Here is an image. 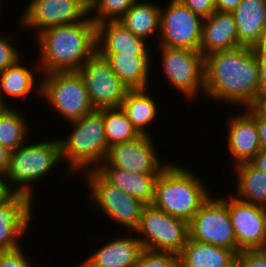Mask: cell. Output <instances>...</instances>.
<instances>
[{"instance_id": "1", "label": "cell", "mask_w": 266, "mask_h": 267, "mask_svg": "<svg viewBox=\"0 0 266 267\" xmlns=\"http://www.w3.org/2000/svg\"><path fill=\"white\" fill-rule=\"evenodd\" d=\"M204 72V96L208 99L245 108L258 104L259 66L255 48L240 46L209 54L204 57Z\"/></svg>"}, {"instance_id": "2", "label": "cell", "mask_w": 266, "mask_h": 267, "mask_svg": "<svg viewBox=\"0 0 266 267\" xmlns=\"http://www.w3.org/2000/svg\"><path fill=\"white\" fill-rule=\"evenodd\" d=\"M36 37L40 55L33 68L38 74L77 72L97 50V25L90 16L78 23L45 29Z\"/></svg>"}, {"instance_id": "3", "label": "cell", "mask_w": 266, "mask_h": 267, "mask_svg": "<svg viewBox=\"0 0 266 267\" xmlns=\"http://www.w3.org/2000/svg\"><path fill=\"white\" fill-rule=\"evenodd\" d=\"M200 178L191 169L170 162L157 177L152 205L189 223L211 195Z\"/></svg>"}, {"instance_id": "4", "label": "cell", "mask_w": 266, "mask_h": 267, "mask_svg": "<svg viewBox=\"0 0 266 267\" xmlns=\"http://www.w3.org/2000/svg\"><path fill=\"white\" fill-rule=\"evenodd\" d=\"M72 131L67 138H59L62 161H67L68 172L85 173L95 170L106 158L109 146L105 136L103 109L95 110L69 122Z\"/></svg>"}, {"instance_id": "5", "label": "cell", "mask_w": 266, "mask_h": 267, "mask_svg": "<svg viewBox=\"0 0 266 267\" xmlns=\"http://www.w3.org/2000/svg\"><path fill=\"white\" fill-rule=\"evenodd\" d=\"M54 139L24 143L11 151L5 177L18 193L29 195L33 199L34 189L30 184L46 178L53 168L61 164L60 141L59 138Z\"/></svg>"}, {"instance_id": "6", "label": "cell", "mask_w": 266, "mask_h": 267, "mask_svg": "<svg viewBox=\"0 0 266 267\" xmlns=\"http://www.w3.org/2000/svg\"><path fill=\"white\" fill-rule=\"evenodd\" d=\"M40 81L41 97L63 119L71 122L95 111L86 84L78 71L43 74Z\"/></svg>"}, {"instance_id": "7", "label": "cell", "mask_w": 266, "mask_h": 267, "mask_svg": "<svg viewBox=\"0 0 266 267\" xmlns=\"http://www.w3.org/2000/svg\"><path fill=\"white\" fill-rule=\"evenodd\" d=\"M90 200L109 220L122 225L129 232L138 227L145 204L122 189L107 182L96 170L83 173Z\"/></svg>"}, {"instance_id": "8", "label": "cell", "mask_w": 266, "mask_h": 267, "mask_svg": "<svg viewBox=\"0 0 266 267\" xmlns=\"http://www.w3.org/2000/svg\"><path fill=\"white\" fill-rule=\"evenodd\" d=\"M144 249L179 254L189 238V223L146 205L134 230ZM141 236V237H140Z\"/></svg>"}, {"instance_id": "9", "label": "cell", "mask_w": 266, "mask_h": 267, "mask_svg": "<svg viewBox=\"0 0 266 267\" xmlns=\"http://www.w3.org/2000/svg\"><path fill=\"white\" fill-rule=\"evenodd\" d=\"M189 237L198 242L228 248L238 254L241 250L237 247L228 198H213L210 195L189 222Z\"/></svg>"}, {"instance_id": "10", "label": "cell", "mask_w": 266, "mask_h": 267, "mask_svg": "<svg viewBox=\"0 0 266 267\" xmlns=\"http://www.w3.org/2000/svg\"><path fill=\"white\" fill-rule=\"evenodd\" d=\"M160 52L163 74L179 93L187 99L204 94V56L199 51L160 46Z\"/></svg>"}, {"instance_id": "11", "label": "cell", "mask_w": 266, "mask_h": 267, "mask_svg": "<svg viewBox=\"0 0 266 267\" xmlns=\"http://www.w3.org/2000/svg\"><path fill=\"white\" fill-rule=\"evenodd\" d=\"M160 9L159 46L199 51L203 18L180 0Z\"/></svg>"}, {"instance_id": "12", "label": "cell", "mask_w": 266, "mask_h": 267, "mask_svg": "<svg viewBox=\"0 0 266 267\" xmlns=\"http://www.w3.org/2000/svg\"><path fill=\"white\" fill-rule=\"evenodd\" d=\"M78 72L83 77L95 110L120 107L129 89L97 50Z\"/></svg>"}, {"instance_id": "13", "label": "cell", "mask_w": 266, "mask_h": 267, "mask_svg": "<svg viewBox=\"0 0 266 267\" xmlns=\"http://www.w3.org/2000/svg\"><path fill=\"white\" fill-rule=\"evenodd\" d=\"M22 14L19 24L34 29L37 36L54 26L84 21L89 16V0H31Z\"/></svg>"}, {"instance_id": "14", "label": "cell", "mask_w": 266, "mask_h": 267, "mask_svg": "<svg viewBox=\"0 0 266 267\" xmlns=\"http://www.w3.org/2000/svg\"><path fill=\"white\" fill-rule=\"evenodd\" d=\"M153 144V138L147 135L114 144L109 147L106 158L100 165H111L133 173L160 174L170 162L160 161Z\"/></svg>"}, {"instance_id": "15", "label": "cell", "mask_w": 266, "mask_h": 267, "mask_svg": "<svg viewBox=\"0 0 266 267\" xmlns=\"http://www.w3.org/2000/svg\"><path fill=\"white\" fill-rule=\"evenodd\" d=\"M229 196L228 210L237 247L241 251L265 249L266 207L240 201L230 194Z\"/></svg>"}, {"instance_id": "16", "label": "cell", "mask_w": 266, "mask_h": 267, "mask_svg": "<svg viewBox=\"0 0 266 267\" xmlns=\"http://www.w3.org/2000/svg\"><path fill=\"white\" fill-rule=\"evenodd\" d=\"M33 200L29 195L17 193L0 206V252L21 247V237L32 221Z\"/></svg>"}, {"instance_id": "17", "label": "cell", "mask_w": 266, "mask_h": 267, "mask_svg": "<svg viewBox=\"0 0 266 267\" xmlns=\"http://www.w3.org/2000/svg\"><path fill=\"white\" fill-rule=\"evenodd\" d=\"M237 47L238 33L232 13L215 11L203 19L199 52L204 57Z\"/></svg>"}, {"instance_id": "18", "label": "cell", "mask_w": 266, "mask_h": 267, "mask_svg": "<svg viewBox=\"0 0 266 267\" xmlns=\"http://www.w3.org/2000/svg\"><path fill=\"white\" fill-rule=\"evenodd\" d=\"M230 118L227 123L230 157L234 165L249 162L261 149L255 118L247 110Z\"/></svg>"}, {"instance_id": "19", "label": "cell", "mask_w": 266, "mask_h": 267, "mask_svg": "<svg viewBox=\"0 0 266 267\" xmlns=\"http://www.w3.org/2000/svg\"><path fill=\"white\" fill-rule=\"evenodd\" d=\"M142 242L135 236H123L105 243L77 267H135Z\"/></svg>"}, {"instance_id": "20", "label": "cell", "mask_w": 266, "mask_h": 267, "mask_svg": "<svg viewBox=\"0 0 266 267\" xmlns=\"http://www.w3.org/2000/svg\"><path fill=\"white\" fill-rule=\"evenodd\" d=\"M147 44L119 21L97 25L96 47L99 53L151 54Z\"/></svg>"}, {"instance_id": "21", "label": "cell", "mask_w": 266, "mask_h": 267, "mask_svg": "<svg viewBox=\"0 0 266 267\" xmlns=\"http://www.w3.org/2000/svg\"><path fill=\"white\" fill-rule=\"evenodd\" d=\"M231 13L237 27L239 47L255 48L266 30V0H241Z\"/></svg>"}, {"instance_id": "22", "label": "cell", "mask_w": 266, "mask_h": 267, "mask_svg": "<svg viewBox=\"0 0 266 267\" xmlns=\"http://www.w3.org/2000/svg\"><path fill=\"white\" fill-rule=\"evenodd\" d=\"M95 170L107 182L119 187L145 205L153 204L155 183L159 174L133 173L111 165H99Z\"/></svg>"}, {"instance_id": "23", "label": "cell", "mask_w": 266, "mask_h": 267, "mask_svg": "<svg viewBox=\"0 0 266 267\" xmlns=\"http://www.w3.org/2000/svg\"><path fill=\"white\" fill-rule=\"evenodd\" d=\"M129 90L148 89L151 54L100 53ZM151 56V57H150Z\"/></svg>"}, {"instance_id": "24", "label": "cell", "mask_w": 266, "mask_h": 267, "mask_svg": "<svg viewBox=\"0 0 266 267\" xmlns=\"http://www.w3.org/2000/svg\"><path fill=\"white\" fill-rule=\"evenodd\" d=\"M237 254L228 248L195 241L190 237L179 253L180 267H234Z\"/></svg>"}, {"instance_id": "25", "label": "cell", "mask_w": 266, "mask_h": 267, "mask_svg": "<svg viewBox=\"0 0 266 267\" xmlns=\"http://www.w3.org/2000/svg\"><path fill=\"white\" fill-rule=\"evenodd\" d=\"M148 91L147 88L129 90L120 107L139 135L152 136L146 128L156 121L159 107Z\"/></svg>"}, {"instance_id": "26", "label": "cell", "mask_w": 266, "mask_h": 267, "mask_svg": "<svg viewBox=\"0 0 266 267\" xmlns=\"http://www.w3.org/2000/svg\"><path fill=\"white\" fill-rule=\"evenodd\" d=\"M22 61L19 59L15 64L0 72V99L6 107H11L5 103L7 96L24 99L36 89V93L41 95V82L35 83L36 72L34 69L24 66Z\"/></svg>"}, {"instance_id": "27", "label": "cell", "mask_w": 266, "mask_h": 267, "mask_svg": "<svg viewBox=\"0 0 266 267\" xmlns=\"http://www.w3.org/2000/svg\"><path fill=\"white\" fill-rule=\"evenodd\" d=\"M160 9L158 4L139 0L118 21L133 34L148 41L154 33L156 36L159 34Z\"/></svg>"}, {"instance_id": "28", "label": "cell", "mask_w": 266, "mask_h": 267, "mask_svg": "<svg viewBox=\"0 0 266 267\" xmlns=\"http://www.w3.org/2000/svg\"><path fill=\"white\" fill-rule=\"evenodd\" d=\"M233 166L238 177L233 196L240 201L266 207V173L258 170L250 162Z\"/></svg>"}, {"instance_id": "29", "label": "cell", "mask_w": 266, "mask_h": 267, "mask_svg": "<svg viewBox=\"0 0 266 267\" xmlns=\"http://www.w3.org/2000/svg\"><path fill=\"white\" fill-rule=\"evenodd\" d=\"M20 110L13 107H6L0 113V145L10 151L16 150L27 142L30 128L24 115ZM29 128V129H28Z\"/></svg>"}, {"instance_id": "30", "label": "cell", "mask_w": 266, "mask_h": 267, "mask_svg": "<svg viewBox=\"0 0 266 267\" xmlns=\"http://www.w3.org/2000/svg\"><path fill=\"white\" fill-rule=\"evenodd\" d=\"M103 121L109 147L139 136L121 107L103 109Z\"/></svg>"}, {"instance_id": "31", "label": "cell", "mask_w": 266, "mask_h": 267, "mask_svg": "<svg viewBox=\"0 0 266 267\" xmlns=\"http://www.w3.org/2000/svg\"><path fill=\"white\" fill-rule=\"evenodd\" d=\"M139 0H89V15L98 25L105 21H118ZM96 11V12H95ZM94 15H93V13Z\"/></svg>"}, {"instance_id": "32", "label": "cell", "mask_w": 266, "mask_h": 267, "mask_svg": "<svg viewBox=\"0 0 266 267\" xmlns=\"http://www.w3.org/2000/svg\"><path fill=\"white\" fill-rule=\"evenodd\" d=\"M135 267H180L179 254L144 249Z\"/></svg>"}, {"instance_id": "33", "label": "cell", "mask_w": 266, "mask_h": 267, "mask_svg": "<svg viewBox=\"0 0 266 267\" xmlns=\"http://www.w3.org/2000/svg\"><path fill=\"white\" fill-rule=\"evenodd\" d=\"M7 36L9 37V35L0 34V72L15 64L19 59H23L16 45L14 46Z\"/></svg>"}, {"instance_id": "34", "label": "cell", "mask_w": 266, "mask_h": 267, "mask_svg": "<svg viewBox=\"0 0 266 267\" xmlns=\"http://www.w3.org/2000/svg\"><path fill=\"white\" fill-rule=\"evenodd\" d=\"M237 267H266V249L242 250L236 257Z\"/></svg>"}, {"instance_id": "35", "label": "cell", "mask_w": 266, "mask_h": 267, "mask_svg": "<svg viewBox=\"0 0 266 267\" xmlns=\"http://www.w3.org/2000/svg\"><path fill=\"white\" fill-rule=\"evenodd\" d=\"M22 247L0 252V267H33Z\"/></svg>"}, {"instance_id": "36", "label": "cell", "mask_w": 266, "mask_h": 267, "mask_svg": "<svg viewBox=\"0 0 266 267\" xmlns=\"http://www.w3.org/2000/svg\"><path fill=\"white\" fill-rule=\"evenodd\" d=\"M245 109L255 118L261 148H266V110L259 104Z\"/></svg>"}, {"instance_id": "37", "label": "cell", "mask_w": 266, "mask_h": 267, "mask_svg": "<svg viewBox=\"0 0 266 267\" xmlns=\"http://www.w3.org/2000/svg\"><path fill=\"white\" fill-rule=\"evenodd\" d=\"M193 13L200 15L203 19L209 17L216 11L215 0H180Z\"/></svg>"}, {"instance_id": "38", "label": "cell", "mask_w": 266, "mask_h": 267, "mask_svg": "<svg viewBox=\"0 0 266 267\" xmlns=\"http://www.w3.org/2000/svg\"><path fill=\"white\" fill-rule=\"evenodd\" d=\"M17 193L5 175L0 174V206L9 202Z\"/></svg>"}, {"instance_id": "39", "label": "cell", "mask_w": 266, "mask_h": 267, "mask_svg": "<svg viewBox=\"0 0 266 267\" xmlns=\"http://www.w3.org/2000/svg\"><path fill=\"white\" fill-rule=\"evenodd\" d=\"M259 66V100L266 92V56H257Z\"/></svg>"}, {"instance_id": "40", "label": "cell", "mask_w": 266, "mask_h": 267, "mask_svg": "<svg viewBox=\"0 0 266 267\" xmlns=\"http://www.w3.org/2000/svg\"><path fill=\"white\" fill-rule=\"evenodd\" d=\"M241 0H215L216 11L231 13Z\"/></svg>"}, {"instance_id": "41", "label": "cell", "mask_w": 266, "mask_h": 267, "mask_svg": "<svg viewBox=\"0 0 266 267\" xmlns=\"http://www.w3.org/2000/svg\"><path fill=\"white\" fill-rule=\"evenodd\" d=\"M249 162L258 170L266 173V148H261Z\"/></svg>"}, {"instance_id": "42", "label": "cell", "mask_w": 266, "mask_h": 267, "mask_svg": "<svg viewBox=\"0 0 266 267\" xmlns=\"http://www.w3.org/2000/svg\"><path fill=\"white\" fill-rule=\"evenodd\" d=\"M11 151L0 145V174L5 175L10 160Z\"/></svg>"}, {"instance_id": "43", "label": "cell", "mask_w": 266, "mask_h": 267, "mask_svg": "<svg viewBox=\"0 0 266 267\" xmlns=\"http://www.w3.org/2000/svg\"><path fill=\"white\" fill-rule=\"evenodd\" d=\"M257 56H266V30L260 43L255 47Z\"/></svg>"}, {"instance_id": "44", "label": "cell", "mask_w": 266, "mask_h": 267, "mask_svg": "<svg viewBox=\"0 0 266 267\" xmlns=\"http://www.w3.org/2000/svg\"><path fill=\"white\" fill-rule=\"evenodd\" d=\"M258 104L266 110V92H264L262 95H261V98L258 102Z\"/></svg>"}, {"instance_id": "45", "label": "cell", "mask_w": 266, "mask_h": 267, "mask_svg": "<svg viewBox=\"0 0 266 267\" xmlns=\"http://www.w3.org/2000/svg\"><path fill=\"white\" fill-rule=\"evenodd\" d=\"M6 108V106L3 104V102L0 99V113Z\"/></svg>"}]
</instances>
